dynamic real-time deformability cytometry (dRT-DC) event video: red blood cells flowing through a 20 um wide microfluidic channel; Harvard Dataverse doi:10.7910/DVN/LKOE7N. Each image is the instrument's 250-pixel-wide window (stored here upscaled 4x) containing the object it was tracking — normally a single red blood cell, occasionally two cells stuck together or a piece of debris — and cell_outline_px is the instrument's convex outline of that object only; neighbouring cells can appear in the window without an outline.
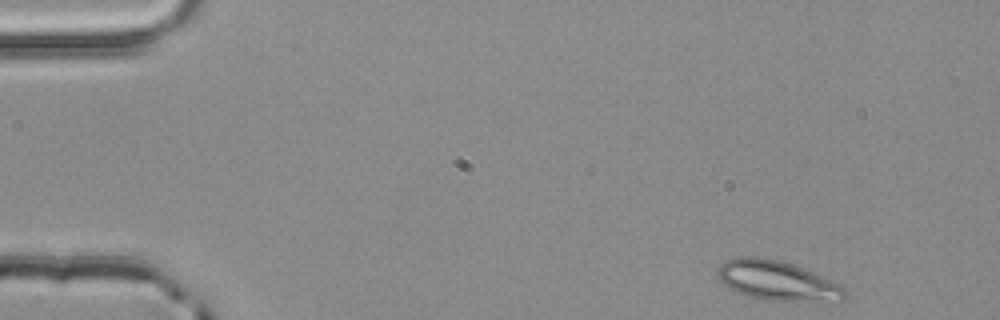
{"species": "common noctule bat (a hibernating species)", "species_latin": "Nyctalus noctula", "temperature_condition": "room temperature", "stored_images_in_passage": 3, "camera_frame_rate_fps": 3000, "um_per_image_px": 0.085, "animal": {"sex": "male", "body_mass_g": 20.4}, "frame": {"image": 1, "passage_image": 1, "time_ms": 0.0, "image_size_px": [1000, 320], "cell_outline_px": [[844, 296], [840, 300], [764, 300], [748, 296], [728, 288], [716, 276], [716, 272], [720, 264], [728, 260], [740, 256], [752, 256], [780, 260], [792, 264], [832, 280], [840, 284], [844, 288]], "centroid_in_image_um": [65.98, 23.83], "position_along_channel_um": 19.0, "area_um2": 28.9}}